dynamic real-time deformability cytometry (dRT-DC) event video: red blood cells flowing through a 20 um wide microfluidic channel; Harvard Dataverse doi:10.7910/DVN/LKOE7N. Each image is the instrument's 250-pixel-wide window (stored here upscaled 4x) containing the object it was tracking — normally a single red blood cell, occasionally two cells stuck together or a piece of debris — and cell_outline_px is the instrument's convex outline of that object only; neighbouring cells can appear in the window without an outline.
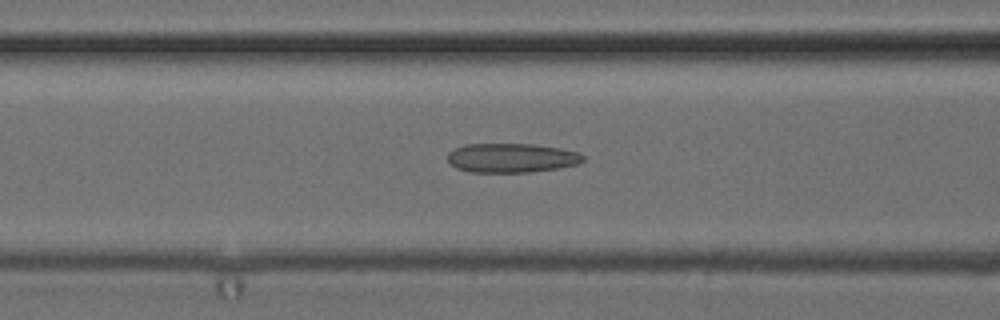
{"species": "common noctule bat (a hibernating species)", "species_latin": "Nyctalus noctula", "temperature_condition": "cold", "stored_images_in_passage": 43, "camera_frame_rate_fps": 3000, "um_per_image_px": 0.085, "animal": {"sex": "female", "body_mass_g": 24.6, "forearm_length_mm": 56.2}, "frame": {"image": 1, "passage_image": 21, "time_ms": 6.667, "image_size_px": [1000, 320], "cell_outline_px": [[584, 160], [580, 164], [556, 168], [528, 172], [472, 172], [456, 168], [448, 160], [448, 152], [464, 144], [536, 144], [560, 148], [576, 152], [584, 156]], "centroid_in_image_um": [43.48, 13.41], "position_along_channel_um": 123.1, "area_um2": 23.0}}
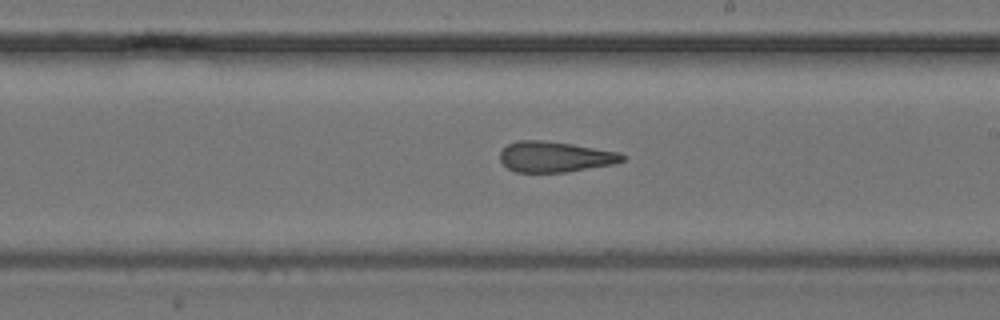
{"frame": {"image": 2, "passage_image": 30, "time_ms": 9.667, "image_size_px": [1000, 320], "cell_outline_px": [[628, 156], [624, 160], [612, 164], [564, 172], [516, 172], [508, 168], [500, 160], [500, 152], [508, 144], [516, 140], [544, 140], [572, 144], [620, 152]], "centroid_in_image_um": [47.17, 13.31], "position_along_channel_um": 241.8, "area_um2": 21.79}}
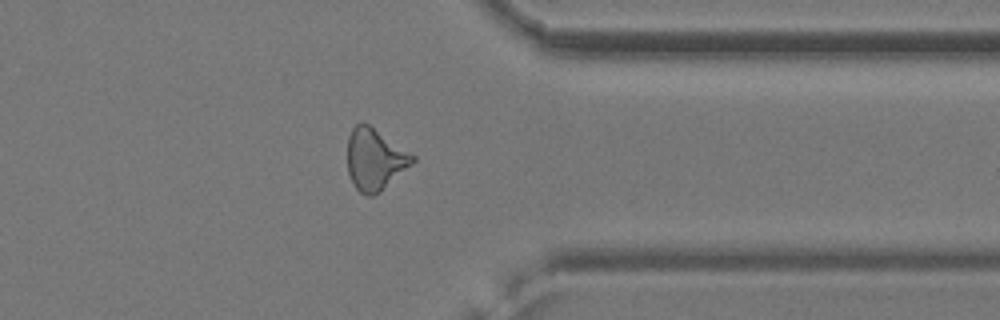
{"frame": {"image": 3, "passage_image": 41, "time_ms": 13.333, "image_size_px": [1000, 320], "cell_outline_px": [[416, 160], [412, 164], [380, 192], [372, 196], [368, 196], [360, 192], [356, 188], [348, 172], [348, 136], [352, 128], [360, 120], [368, 124], [416, 156]], "centroid_in_image_um": [31.86, 13.53], "position_along_channel_um": 379.5, "area_um2": 23.24}}